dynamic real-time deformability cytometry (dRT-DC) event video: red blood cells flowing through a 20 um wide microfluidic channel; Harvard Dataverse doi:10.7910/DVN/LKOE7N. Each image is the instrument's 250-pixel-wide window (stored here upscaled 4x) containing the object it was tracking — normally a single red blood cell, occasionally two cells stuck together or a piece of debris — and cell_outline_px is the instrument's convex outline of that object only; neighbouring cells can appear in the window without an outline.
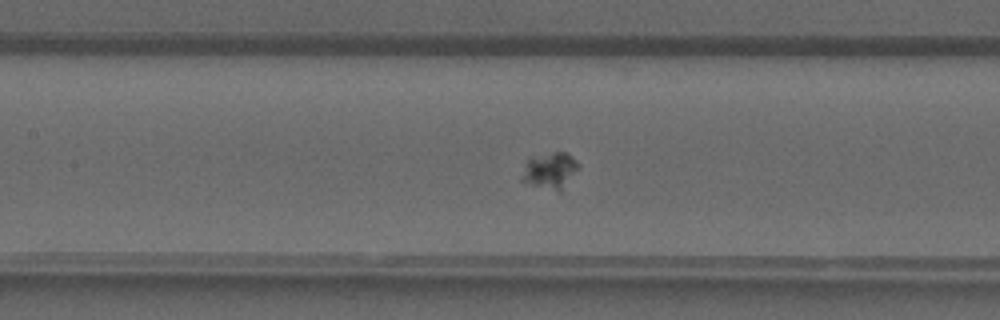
{"species": "common noctule bat (a hibernating species)", "species_latin": "Nyctalus noctula", "temperature_condition": "warm", "stored_images_in_passage": 43, "camera_frame_rate_fps": 3000, "um_per_image_px": 0.085, "animal": {"sex": "male", "forearm_length_mm": 52.5}, "frame": {"image": 1, "passage_image": 21, "time_ms": 6.667, "image_size_px": [1000, 320], "cell_outline_px": [[580, 168], [560, 192], [524, 180], [524, 160], [532, 156], [556, 152], [564, 152], [572, 156], [580, 164]], "centroid_in_image_um": [46.83, 14.44], "position_along_channel_um": 160.6, "area_um2": 11.62}}
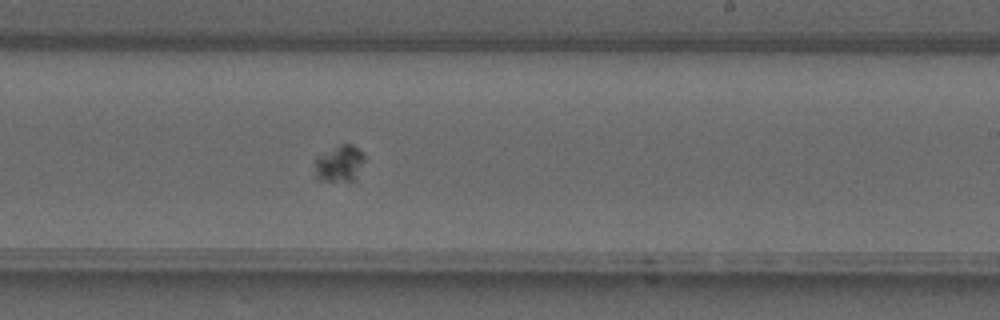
{"frame": {"image": 2, "passage_image": 27, "time_ms": 8.667, "image_size_px": [1000, 320], "cell_outline_px": [[364, 160], [356, 180], [324, 180], [316, 176], [316, 160], [320, 156], [340, 144], [352, 144], [364, 152]], "centroid_in_image_um": [28.93, 13.88], "position_along_channel_um": 260.1, "area_um2": 10.17}}
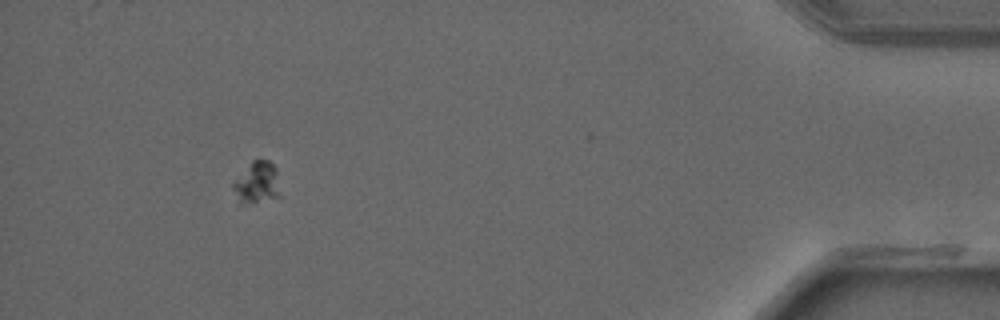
{"frame": {"image": 3, "passage_image": 40, "time_ms": 13.0, "image_size_px": [1000, 320], "cell_outline_px": [[280, 196], [240, 204], [232, 188], [232, 184], [252, 160], [268, 160], [276, 168]], "centroid_in_image_um": [21.83, 15.51], "position_along_channel_um": 413.4, "area_um2": 11.04}}